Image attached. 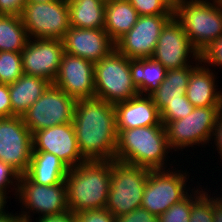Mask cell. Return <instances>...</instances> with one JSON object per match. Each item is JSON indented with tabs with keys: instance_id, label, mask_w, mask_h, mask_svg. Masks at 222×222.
<instances>
[{
	"instance_id": "obj_1",
	"label": "cell",
	"mask_w": 222,
	"mask_h": 222,
	"mask_svg": "<svg viewBox=\"0 0 222 222\" xmlns=\"http://www.w3.org/2000/svg\"><path fill=\"white\" fill-rule=\"evenodd\" d=\"M72 123L86 160H115L118 132L113 104L96 97L77 99Z\"/></svg>"
},
{
	"instance_id": "obj_2",
	"label": "cell",
	"mask_w": 222,
	"mask_h": 222,
	"mask_svg": "<svg viewBox=\"0 0 222 222\" xmlns=\"http://www.w3.org/2000/svg\"><path fill=\"white\" fill-rule=\"evenodd\" d=\"M111 173L112 160H87L69 168L64 181L69 211L76 214L85 210L105 208Z\"/></svg>"
},
{
	"instance_id": "obj_3",
	"label": "cell",
	"mask_w": 222,
	"mask_h": 222,
	"mask_svg": "<svg viewBox=\"0 0 222 222\" xmlns=\"http://www.w3.org/2000/svg\"><path fill=\"white\" fill-rule=\"evenodd\" d=\"M117 132L115 160L151 170L166 169L170 148L163 123Z\"/></svg>"
},
{
	"instance_id": "obj_4",
	"label": "cell",
	"mask_w": 222,
	"mask_h": 222,
	"mask_svg": "<svg viewBox=\"0 0 222 222\" xmlns=\"http://www.w3.org/2000/svg\"><path fill=\"white\" fill-rule=\"evenodd\" d=\"M210 1L185 0L173 12L200 54L222 36V5Z\"/></svg>"
},
{
	"instance_id": "obj_5",
	"label": "cell",
	"mask_w": 222,
	"mask_h": 222,
	"mask_svg": "<svg viewBox=\"0 0 222 222\" xmlns=\"http://www.w3.org/2000/svg\"><path fill=\"white\" fill-rule=\"evenodd\" d=\"M150 171L145 167L112 160L110 191L105 208L115 218L141 207Z\"/></svg>"
},
{
	"instance_id": "obj_6",
	"label": "cell",
	"mask_w": 222,
	"mask_h": 222,
	"mask_svg": "<svg viewBox=\"0 0 222 222\" xmlns=\"http://www.w3.org/2000/svg\"><path fill=\"white\" fill-rule=\"evenodd\" d=\"M94 79L95 97L113 105L139 95L132 81L130 59L116 49L94 63Z\"/></svg>"
},
{
	"instance_id": "obj_7",
	"label": "cell",
	"mask_w": 222,
	"mask_h": 222,
	"mask_svg": "<svg viewBox=\"0 0 222 222\" xmlns=\"http://www.w3.org/2000/svg\"><path fill=\"white\" fill-rule=\"evenodd\" d=\"M221 110L222 106L195 107L184 118L168 122L165 130L169 148L183 151L187 147L209 143Z\"/></svg>"
},
{
	"instance_id": "obj_8",
	"label": "cell",
	"mask_w": 222,
	"mask_h": 222,
	"mask_svg": "<svg viewBox=\"0 0 222 222\" xmlns=\"http://www.w3.org/2000/svg\"><path fill=\"white\" fill-rule=\"evenodd\" d=\"M21 19L29 39H62L70 28L68 1L26 2Z\"/></svg>"
},
{
	"instance_id": "obj_9",
	"label": "cell",
	"mask_w": 222,
	"mask_h": 222,
	"mask_svg": "<svg viewBox=\"0 0 222 222\" xmlns=\"http://www.w3.org/2000/svg\"><path fill=\"white\" fill-rule=\"evenodd\" d=\"M151 170L146 182L141 207L151 214L160 216L173 204L180 202L189 193V175L170 168ZM188 175V178H187ZM187 188V189H186Z\"/></svg>"
},
{
	"instance_id": "obj_10",
	"label": "cell",
	"mask_w": 222,
	"mask_h": 222,
	"mask_svg": "<svg viewBox=\"0 0 222 222\" xmlns=\"http://www.w3.org/2000/svg\"><path fill=\"white\" fill-rule=\"evenodd\" d=\"M76 99L50 84L22 115L31 133L73 121Z\"/></svg>"
},
{
	"instance_id": "obj_11",
	"label": "cell",
	"mask_w": 222,
	"mask_h": 222,
	"mask_svg": "<svg viewBox=\"0 0 222 222\" xmlns=\"http://www.w3.org/2000/svg\"><path fill=\"white\" fill-rule=\"evenodd\" d=\"M16 197L24 210L29 209L18 215L29 221L33 220L30 212L40 213L39 217L69 212L65 183L43 186L33 183L25 174L20 175Z\"/></svg>"
},
{
	"instance_id": "obj_12",
	"label": "cell",
	"mask_w": 222,
	"mask_h": 222,
	"mask_svg": "<svg viewBox=\"0 0 222 222\" xmlns=\"http://www.w3.org/2000/svg\"><path fill=\"white\" fill-rule=\"evenodd\" d=\"M32 152V133L22 116L0 118V160L24 175Z\"/></svg>"
},
{
	"instance_id": "obj_13",
	"label": "cell",
	"mask_w": 222,
	"mask_h": 222,
	"mask_svg": "<svg viewBox=\"0 0 222 222\" xmlns=\"http://www.w3.org/2000/svg\"><path fill=\"white\" fill-rule=\"evenodd\" d=\"M172 17L139 16L136 24L115 42V49L129 59L151 58L163 27Z\"/></svg>"
},
{
	"instance_id": "obj_14",
	"label": "cell",
	"mask_w": 222,
	"mask_h": 222,
	"mask_svg": "<svg viewBox=\"0 0 222 222\" xmlns=\"http://www.w3.org/2000/svg\"><path fill=\"white\" fill-rule=\"evenodd\" d=\"M190 57L196 60L200 53L193 47L184 29L173 16L163 27L151 58L170 70L191 65Z\"/></svg>"
},
{
	"instance_id": "obj_15",
	"label": "cell",
	"mask_w": 222,
	"mask_h": 222,
	"mask_svg": "<svg viewBox=\"0 0 222 222\" xmlns=\"http://www.w3.org/2000/svg\"><path fill=\"white\" fill-rule=\"evenodd\" d=\"M63 54L61 39H29L21 52L23 72L26 75L44 78L53 84Z\"/></svg>"
},
{
	"instance_id": "obj_16",
	"label": "cell",
	"mask_w": 222,
	"mask_h": 222,
	"mask_svg": "<svg viewBox=\"0 0 222 222\" xmlns=\"http://www.w3.org/2000/svg\"><path fill=\"white\" fill-rule=\"evenodd\" d=\"M33 151H45L60 158L69 168L87 161L78 148L72 122L41 129L32 134Z\"/></svg>"
},
{
	"instance_id": "obj_17",
	"label": "cell",
	"mask_w": 222,
	"mask_h": 222,
	"mask_svg": "<svg viewBox=\"0 0 222 222\" xmlns=\"http://www.w3.org/2000/svg\"><path fill=\"white\" fill-rule=\"evenodd\" d=\"M53 84L76 100L94 98V63L64 52Z\"/></svg>"
},
{
	"instance_id": "obj_18",
	"label": "cell",
	"mask_w": 222,
	"mask_h": 222,
	"mask_svg": "<svg viewBox=\"0 0 222 222\" xmlns=\"http://www.w3.org/2000/svg\"><path fill=\"white\" fill-rule=\"evenodd\" d=\"M64 52L97 63L115 49V42L104 28L84 29L70 26L61 39Z\"/></svg>"
},
{
	"instance_id": "obj_19",
	"label": "cell",
	"mask_w": 222,
	"mask_h": 222,
	"mask_svg": "<svg viewBox=\"0 0 222 222\" xmlns=\"http://www.w3.org/2000/svg\"><path fill=\"white\" fill-rule=\"evenodd\" d=\"M116 129H134L160 125V112L149 95H137L114 104Z\"/></svg>"
},
{
	"instance_id": "obj_20",
	"label": "cell",
	"mask_w": 222,
	"mask_h": 222,
	"mask_svg": "<svg viewBox=\"0 0 222 222\" xmlns=\"http://www.w3.org/2000/svg\"><path fill=\"white\" fill-rule=\"evenodd\" d=\"M200 63L189 77L186 97L194 107L222 106V91H217L215 73Z\"/></svg>"
},
{
	"instance_id": "obj_21",
	"label": "cell",
	"mask_w": 222,
	"mask_h": 222,
	"mask_svg": "<svg viewBox=\"0 0 222 222\" xmlns=\"http://www.w3.org/2000/svg\"><path fill=\"white\" fill-rule=\"evenodd\" d=\"M69 167L56 155L45 151H33L25 175L38 185L65 183Z\"/></svg>"
},
{
	"instance_id": "obj_22",
	"label": "cell",
	"mask_w": 222,
	"mask_h": 222,
	"mask_svg": "<svg viewBox=\"0 0 222 222\" xmlns=\"http://www.w3.org/2000/svg\"><path fill=\"white\" fill-rule=\"evenodd\" d=\"M196 65H189L179 69L167 70L165 79L160 86L150 95L159 112L169 103L183 101L186 95L191 72L202 63L201 56L194 60ZM198 63V64H197Z\"/></svg>"
},
{
	"instance_id": "obj_23",
	"label": "cell",
	"mask_w": 222,
	"mask_h": 222,
	"mask_svg": "<svg viewBox=\"0 0 222 222\" xmlns=\"http://www.w3.org/2000/svg\"><path fill=\"white\" fill-rule=\"evenodd\" d=\"M51 83L44 78L23 74L9 84L12 112L22 116Z\"/></svg>"
},
{
	"instance_id": "obj_24",
	"label": "cell",
	"mask_w": 222,
	"mask_h": 222,
	"mask_svg": "<svg viewBox=\"0 0 222 222\" xmlns=\"http://www.w3.org/2000/svg\"><path fill=\"white\" fill-rule=\"evenodd\" d=\"M139 15L128 0H107L104 29L116 42L137 22Z\"/></svg>"
},
{
	"instance_id": "obj_25",
	"label": "cell",
	"mask_w": 222,
	"mask_h": 222,
	"mask_svg": "<svg viewBox=\"0 0 222 222\" xmlns=\"http://www.w3.org/2000/svg\"><path fill=\"white\" fill-rule=\"evenodd\" d=\"M70 26L102 29L105 25L106 0H67Z\"/></svg>"
},
{
	"instance_id": "obj_26",
	"label": "cell",
	"mask_w": 222,
	"mask_h": 222,
	"mask_svg": "<svg viewBox=\"0 0 222 222\" xmlns=\"http://www.w3.org/2000/svg\"><path fill=\"white\" fill-rule=\"evenodd\" d=\"M133 84L141 95H151L165 79L167 69L152 58L130 59Z\"/></svg>"
},
{
	"instance_id": "obj_27",
	"label": "cell",
	"mask_w": 222,
	"mask_h": 222,
	"mask_svg": "<svg viewBox=\"0 0 222 222\" xmlns=\"http://www.w3.org/2000/svg\"><path fill=\"white\" fill-rule=\"evenodd\" d=\"M28 40L21 16L0 15V51L22 52Z\"/></svg>"
},
{
	"instance_id": "obj_28",
	"label": "cell",
	"mask_w": 222,
	"mask_h": 222,
	"mask_svg": "<svg viewBox=\"0 0 222 222\" xmlns=\"http://www.w3.org/2000/svg\"><path fill=\"white\" fill-rule=\"evenodd\" d=\"M197 190V191H196ZM203 189L192 188V208L189 222H213V204L219 199Z\"/></svg>"
},
{
	"instance_id": "obj_29",
	"label": "cell",
	"mask_w": 222,
	"mask_h": 222,
	"mask_svg": "<svg viewBox=\"0 0 222 222\" xmlns=\"http://www.w3.org/2000/svg\"><path fill=\"white\" fill-rule=\"evenodd\" d=\"M23 74L21 52L0 51V83L12 84Z\"/></svg>"
},
{
	"instance_id": "obj_30",
	"label": "cell",
	"mask_w": 222,
	"mask_h": 222,
	"mask_svg": "<svg viewBox=\"0 0 222 222\" xmlns=\"http://www.w3.org/2000/svg\"><path fill=\"white\" fill-rule=\"evenodd\" d=\"M184 199L173 204L168 210L158 216L159 222H189L192 208V189Z\"/></svg>"
},
{
	"instance_id": "obj_31",
	"label": "cell",
	"mask_w": 222,
	"mask_h": 222,
	"mask_svg": "<svg viewBox=\"0 0 222 222\" xmlns=\"http://www.w3.org/2000/svg\"><path fill=\"white\" fill-rule=\"evenodd\" d=\"M195 107L187 99L186 95L183 96V101L169 102L161 111V123L164 126L170 122L182 119L190 114Z\"/></svg>"
},
{
	"instance_id": "obj_32",
	"label": "cell",
	"mask_w": 222,
	"mask_h": 222,
	"mask_svg": "<svg viewBox=\"0 0 222 222\" xmlns=\"http://www.w3.org/2000/svg\"><path fill=\"white\" fill-rule=\"evenodd\" d=\"M139 16L173 15V12L162 0H128Z\"/></svg>"
},
{
	"instance_id": "obj_33",
	"label": "cell",
	"mask_w": 222,
	"mask_h": 222,
	"mask_svg": "<svg viewBox=\"0 0 222 222\" xmlns=\"http://www.w3.org/2000/svg\"><path fill=\"white\" fill-rule=\"evenodd\" d=\"M20 174L13 169L10 165L4 163L0 160V191L7 193V189L14 186L12 190L15 189V193L18 192ZM14 180V181H13ZM17 186V187H16Z\"/></svg>"
},
{
	"instance_id": "obj_34",
	"label": "cell",
	"mask_w": 222,
	"mask_h": 222,
	"mask_svg": "<svg viewBox=\"0 0 222 222\" xmlns=\"http://www.w3.org/2000/svg\"><path fill=\"white\" fill-rule=\"evenodd\" d=\"M74 215L76 222H116L113 214L106 208L85 210Z\"/></svg>"
},
{
	"instance_id": "obj_35",
	"label": "cell",
	"mask_w": 222,
	"mask_h": 222,
	"mask_svg": "<svg viewBox=\"0 0 222 222\" xmlns=\"http://www.w3.org/2000/svg\"><path fill=\"white\" fill-rule=\"evenodd\" d=\"M200 56L205 66L222 67V36L207 47Z\"/></svg>"
},
{
	"instance_id": "obj_36",
	"label": "cell",
	"mask_w": 222,
	"mask_h": 222,
	"mask_svg": "<svg viewBox=\"0 0 222 222\" xmlns=\"http://www.w3.org/2000/svg\"><path fill=\"white\" fill-rule=\"evenodd\" d=\"M116 222H159L158 216L151 214L145 208L139 207L130 213L117 216Z\"/></svg>"
},
{
	"instance_id": "obj_37",
	"label": "cell",
	"mask_w": 222,
	"mask_h": 222,
	"mask_svg": "<svg viewBox=\"0 0 222 222\" xmlns=\"http://www.w3.org/2000/svg\"><path fill=\"white\" fill-rule=\"evenodd\" d=\"M26 0H0V15L21 16Z\"/></svg>"
},
{
	"instance_id": "obj_38",
	"label": "cell",
	"mask_w": 222,
	"mask_h": 222,
	"mask_svg": "<svg viewBox=\"0 0 222 222\" xmlns=\"http://www.w3.org/2000/svg\"><path fill=\"white\" fill-rule=\"evenodd\" d=\"M16 116L12 112L9 85L0 83V118Z\"/></svg>"
},
{
	"instance_id": "obj_39",
	"label": "cell",
	"mask_w": 222,
	"mask_h": 222,
	"mask_svg": "<svg viewBox=\"0 0 222 222\" xmlns=\"http://www.w3.org/2000/svg\"><path fill=\"white\" fill-rule=\"evenodd\" d=\"M213 136L212 139L214 142L216 141L214 143L217 148L216 150H219L218 153L220 154V159H222V110L216 119Z\"/></svg>"
},
{
	"instance_id": "obj_40",
	"label": "cell",
	"mask_w": 222,
	"mask_h": 222,
	"mask_svg": "<svg viewBox=\"0 0 222 222\" xmlns=\"http://www.w3.org/2000/svg\"><path fill=\"white\" fill-rule=\"evenodd\" d=\"M36 222H76V220L74 213L69 211L62 215L41 216Z\"/></svg>"
},
{
	"instance_id": "obj_41",
	"label": "cell",
	"mask_w": 222,
	"mask_h": 222,
	"mask_svg": "<svg viewBox=\"0 0 222 222\" xmlns=\"http://www.w3.org/2000/svg\"><path fill=\"white\" fill-rule=\"evenodd\" d=\"M213 222H222V200L218 199L213 204Z\"/></svg>"
},
{
	"instance_id": "obj_42",
	"label": "cell",
	"mask_w": 222,
	"mask_h": 222,
	"mask_svg": "<svg viewBox=\"0 0 222 222\" xmlns=\"http://www.w3.org/2000/svg\"><path fill=\"white\" fill-rule=\"evenodd\" d=\"M9 198L6 193L0 191V217L4 216L6 213L5 206H6V199Z\"/></svg>"
},
{
	"instance_id": "obj_43",
	"label": "cell",
	"mask_w": 222,
	"mask_h": 222,
	"mask_svg": "<svg viewBox=\"0 0 222 222\" xmlns=\"http://www.w3.org/2000/svg\"><path fill=\"white\" fill-rule=\"evenodd\" d=\"M167 7L174 12L185 0H162Z\"/></svg>"
},
{
	"instance_id": "obj_44",
	"label": "cell",
	"mask_w": 222,
	"mask_h": 222,
	"mask_svg": "<svg viewBox=\"0 0 222 222\" xmlns=\"http://www.w3.org/2000/svg\"><path fill=\"white\" fill-rule=\"evenodd\" d=\"M21 217L17 214L16 216L12 213H7L4 216L0 217V222H18Z\"/></svg>"
},
{
	"instance_id": "obj_45",
	"label": "cell",
	"mask_w": 222,
	"mask_h": 222,
	"mask_svg": "<svg viewBox=\"0 0 222 222\" xmlns=\"http://www.w3.org/2000/svg\"><path fill=\"white\" fill-rule=\"evenodd\" d=\"M51 1H56V0H26V2L30 3H42V2H51Z\"/></svg>"
},
{
	"instance_id": "obj_46",
	"label": "cell",
	"mask_w": 222,
	"mask_h": 222,
	"mask_svg": "<svg viewBox=\"0 0 222 222\" xmlns=\"http://www.w3.org/2000/svg\"><path fill=\"white\" fill-rule=\"evenodd\" d=\"M18 222H32V221H29V220H26V219H20Z\"/></svg>"
},
{
	"instance_id": "obj_47",
	"label": "cell",
	"mask_w": 222,
	"mask_h": 222,
	"mask_svg": "<svg viewBox=\"0 0 222 222\" xmlns=\"http://www.w3.org/2000/svg\"><path fill=\"white\" fill-rule=\"evenodd\" d=\"M213 1L218 3V4H220V5H222V0H213Z\"/></svg>"
}]
</instances>
